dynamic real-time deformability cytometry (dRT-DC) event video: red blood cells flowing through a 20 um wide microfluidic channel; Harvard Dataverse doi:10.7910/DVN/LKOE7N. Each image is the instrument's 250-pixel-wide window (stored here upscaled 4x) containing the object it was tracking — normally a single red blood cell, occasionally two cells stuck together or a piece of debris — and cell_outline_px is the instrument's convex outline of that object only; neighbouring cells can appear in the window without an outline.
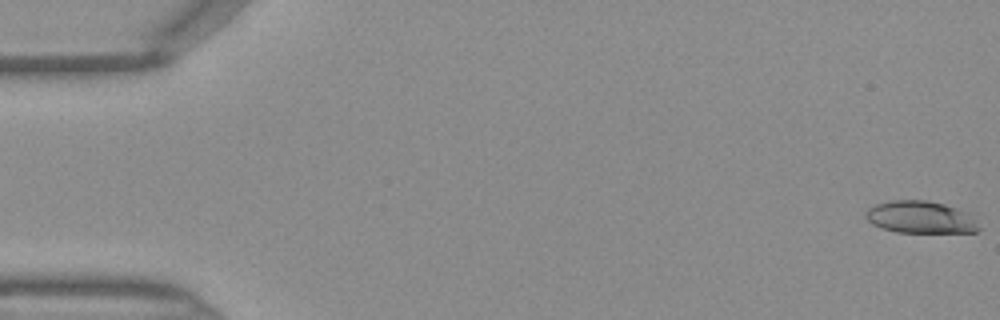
{"species": "Egyptian fruit bat (a non-hibernating species)", "species_latin": "Rousettus aegyptiacus", "temperature_condition": "warm", "stored_images_in_passage": 43, "camera_frame_rate_fps": 3000, "um_per_image_px": 0.085, "frame": {"image": 1, "passage_image": 1, "time_ms": 0.0, "image_size_px": [1000, 320], "cell_outline_px": [[980, 228], [976, 232], [896, 232], [880, 228], [872, 224], [864, 216], [864, 212], [868, 208], [876, 204], [892, 200], [928, 200], [944, 204], [968, 212], [972, 216]], "centroid_in_image_um": [78.21, 18.46], "position_along_channel_um": 6.8, "area_um2": 21.33}}
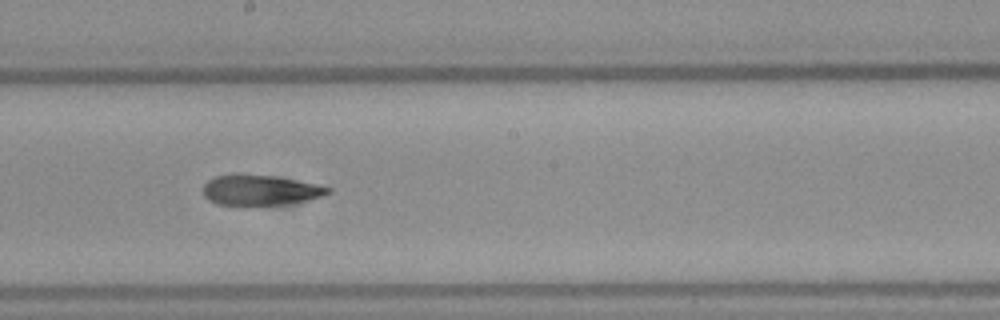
{"frame": {"image": 2, "passage_image": 26, "time_ms": 8.333, "image_size_px": [1000, 320], "cell_outline_px": [[332, 192], [308, 200], [288, 204], [244, 208], [216, 204], [208, 200], [204, 196], [204, 184], [208, 180], [216, 176], [236, 172], [240, 172], [272, 176], [316, 184], [332, 188]], "centroid_in_image_um": [22.05, 16.19], "position_along_channel_um": 226.2, "area_um2": 23.12}}
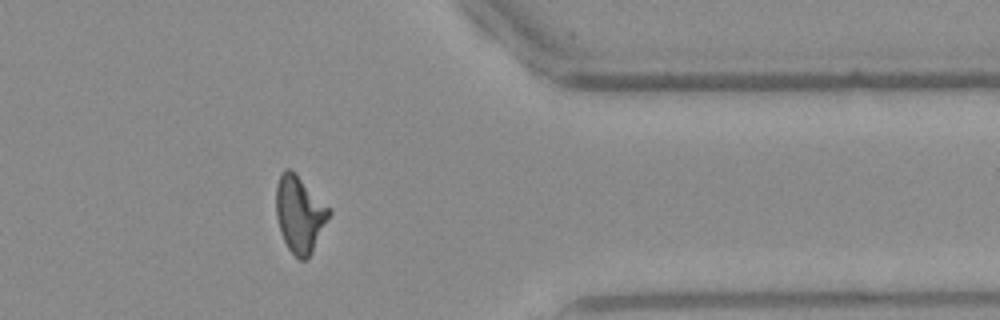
{"frame": {"image": 3, "passage_image": 38, "time_ms": 12.333, "image_size_px": [1000, 320], "cell_outline_px": [[332, 212], [312, 252], [304, 260], [300, 260], [288, 248], [280, 232], [276, 216], [276, 184], [280, 172], [284, 168], [292, 168]], "centroid_in_image_um": [25.44, 18.16], "position_along_channel_um": 386.0, "area_um2": 23.52}}